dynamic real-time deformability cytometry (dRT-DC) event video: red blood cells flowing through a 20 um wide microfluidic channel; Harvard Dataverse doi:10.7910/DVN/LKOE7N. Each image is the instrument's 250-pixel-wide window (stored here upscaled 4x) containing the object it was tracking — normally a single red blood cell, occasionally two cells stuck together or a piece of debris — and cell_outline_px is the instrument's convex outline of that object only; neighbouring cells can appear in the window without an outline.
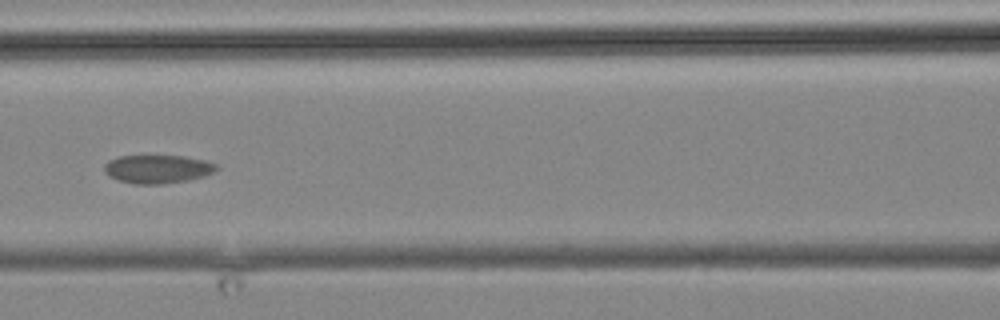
{"species": "common noctule bat (a hibernating species)", "species_latin": "Nyctalus noctula", "temperature_condition": "cold", "stored_images_in_passage": 3, "camera_frame_rate_fps": 3000, "um_per_image_px": 0.085, "animal": {"sex": "male", "body_mass_g": 19.2, "forearm_length_mm": 51.8}, "frame": {"image": 1, "passage_image": 3, "time_ms": 2.333, "image_size_px": [1000, 320], "cell_outline_px": [[220, 168], [204, 176], [188, 180], [160, 184], [132, 184], [116, 180], [108, 176], [104, 172], [104, 164], [108, 160], [120, 156], [184, 156], [204, 160], [216, 164]], "centroid_in_image_um": [13.35, 14.37], "position_along_channel_um": 153.2, "area_um2": 18.67}}